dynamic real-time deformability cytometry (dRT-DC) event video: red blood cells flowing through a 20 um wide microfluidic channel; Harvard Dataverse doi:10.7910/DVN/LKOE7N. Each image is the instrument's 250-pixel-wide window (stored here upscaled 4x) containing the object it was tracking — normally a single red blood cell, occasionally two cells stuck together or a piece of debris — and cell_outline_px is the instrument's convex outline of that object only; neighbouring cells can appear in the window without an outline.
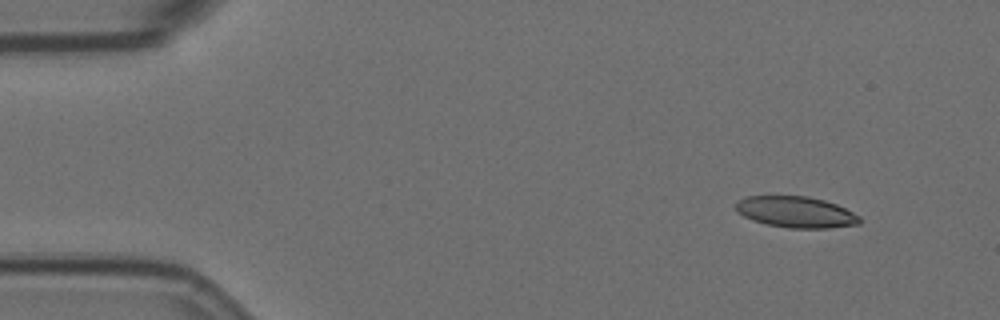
{"species": "Egyptian fruit bat (a non-hibernating species)", "species_latin": "Rousettus aegyptiacus", "temperature_condition": "room temperature", "stored_images_in_passage": 2, "camera_frame_rate_fps": 3000, "um_per_image_px": 0.085, "animal": {"sex": "female"}, "frame": {"image": 1, "passage_image": 2, "time_ms": 0.333, "image_size_px": [1000, 320], "cell_outline_px": [[860, 224], [828, 228], [788, 228], [768, 224], [752, 220], [736, 212], [736, 200], [748, 196], [808, 196], [824, 200], [836, 204], [860, 216]], "centroid_in_image_um": [67.64, 18.02], "position_along_channel_um": 17.4, "area_um2": 22.48}}